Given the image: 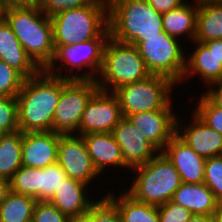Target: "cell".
<instances>
[{
    "mask_svg": "<svg viewBox=\"0 0 222 222\" xmlns=\"http://www.w3.org/2000/svg\"><path fill=\"white\" fill-rule=\"evenodd\" d=\"M87 186L82 181L67 177L48 202L69 217L84 214L96 202L91 196L89 199Z\"/></svg>",
    "mask_w": 222,
    "mask_h": 222,
    "instance_id": "cell-19",
    "label": "cell"
},
{
    "mask_svg": "<svg viewBox=\"0 0 222 222\" xmlns=\"http://www.w3.org/2000/svg\"><path fill=\"white\" fill-rule=\"evenodd\" d=\"M92 1L93 0H43L39 7L48 17H52L65 10L86 6Z\"/></svg>",
    "mask_w": 222,
    "mask_h": 222,
    "instance_id": "cell-37",
    "label": "cell"
},
{
    "mask_svg": "<svg viewBox=\"0 0 222 222\" xmlns=\"http://www.w3.org/2000/svg\"><path fill=\"white\" fill-rule=\"evenodd\" d=\"M37 200L28 195L10 192L0 205V222H30Z\"/></svg>",
    "mask_w": 222,
    "mask_h": 222,
    "instance_id": "cell-27",
    "label": "cell"
},
{
    "mask_svg": "<svg viewBox=\"0 0 222 222\" xmlns=\"http://www.w3.org/2000/svg\"><path fill=\"white\" fill-rule=\"evenodd\" d=\"M59 139L53 131L23 133L22 166L42 169L56 163Z\"/></svg>",
    "mask_w": 222,
    "mask_h": 222,
    "instance_id": "cell-16",
    "label": "cell"
},
{
    "mask_svg": "<svg viewBox=\"0 0 222 222\" xmlns=\"http://www.w3.org/2000/svg\"><path fill=\"white\" fill-rule=\"evenodd\" d=\"M109 38L110 29L108 26L97 38L90 41L55 46L53 60L45 71L52 76L61 78L96 80L103 65L104 49ZM56 62L62 63L60 68L55 67ZM62 66L64 69L66 67L65 70L69 71L68 74H62L64 73ZM74 69L77 71L74 72ZM82 69L86 71L82 74L77 73L79 70L83 71Z\"/></svg>",
    "mask_w": 222,
    "mask_h": 222,
    "instance_id": "cell-6",
    "label": "cell"
},
{
    "mask_svg": "<svg viewBox=\"0 0 222 222\" xmlns=\"http://www.w3.org/2000/svg\"><path fill=\"white\" fill-rule=\"evenodd\" d=\"M195 4V5H194ZM184 3L178 8L162 14V24L164 31L176 39L187 36L194 41L196 35V22L198 12V0L196 3Z\"/></svg>",
    "mask_w": 222,
    "mask_h": 222,
    "instance_id": "cell-24",
    "label": "cell"
},
{
    "mask_svg": "<svg viewBox=\"0 0 222 222\" xmlns=\"http://www.w3.org/2000/svg\"><path fill=\"white\" fill-rule=\"evenodd\" d=\"M4 19L27 55L41 70H45L55 54L50 17L39 5L18 4L8 6Z\"/></svg>",
    "mask_w": 222,
    "mask_h": 222,
    "instance_id": "cell-2",
    "label": "cell"
},
{
    "mask_svg": "<svg viewBox=\"0 0 222 222\" xmlns=\"http://www.w3.org/2000/svg\"><path fill=\"white\" fill-rule=\"evenodd\" d=\"M65 179L67 174L57 162L45 168H39V201L48 202Z\"/></svg>",
    "mask_w": 222,
    "mask_h": 222,
    "instance_id": "cell-29",
    "label": "cell"
},
{
    "mask_svg": "<svg viewBox=\"0 0 222 222\" xmlns=\"http://www.w3.org/2000/svg\"><path fill=\"white\" fill-rule=\"evenodd\" d=\"M158 13H166L172 9L178 8L188 0H146Z\"/></svg>",
    "mask_w": 222,
    "mask_h": 222,
    "instance_id": "cell-39",
    "label": "cell"
},
{
    "mask_svg": "<svg viewBox=\"0 0 222 222\" xmlns=\"http://www.w3.org/2000/svg\"><path fill=\"white\" fill-rule=\"evenodd\" d=\"M98 89L96 80L63 77V89L54 113L52 131L61 135H79L82 114Z\"/></svg>",
    "mask_w": 222,
    "mask_h": 222,
    "instance_id": "cell-10",
    "label": "cell"
},
{
    "mask_svg": "<svg viewBox=\"0 0 222 222\" xmlns=\"http://www.w3.org/2000/svg\"><path fill=\"white\" fill-rule=\"evenodd\" d=\"M25 78L0 60V96L17 97Z\"/></svg>",
    "mask_w": 222,
    "mask_h": 222,
    "instance_id": "cell-32",
    "label": "cell"
},
{
    "mask_svg": "<svg viewBox=\"0 0 222 222\" xmlns=\"http://www.w3.org/2000/svg\"><path fill=\"white\" fill-rule=\"evenodd\" d=\"M193 112L208 126L222 134V108L213 105L203 94Z\"/></svg>",
    "mask_w": 222,
    "mask_h": 222,
    "instance_id": "cell-31",
    "label": "cell"
},
{
    "mask_svg": "<svg viewBox=\"0 0 222 222\" xmlns=\"http://www.w3.org/2000/svg\"><path fill=\"white\" fill-rule=\"evenodd\" d=\"M63 89V77L41 70L24 80L17 94L18 127L23 133L52 131V122Z\"/></svg>",
    "mask_w": 222,
    "mask_h": 222,
    "instance_id": "cell-1",
    "label": "cell"
},
{
    "mask_svg": "<svg viewBox=\"0 0 222 222\" xmlns=\"http://www.w3.org/2000/svg\"><path fill=\"white\" fill-rule=\"evenodd\" d=\"M9 5L24 4V0H5Z\"/></svg>",
    "mask_w": 222,
    "mask_h": 222,
    "instance_id": "cell-47",
    "label": "cell"
},
{
    "mask_svg": "<svg viewBox=\"0 0 222 222\" xmlns=\"http://www.w3.org/2000/svg\"><path fill=\"white\" fill-rule=\"evenodd\" d=\"M43 0H24V4L40 5Z\"/></svg>",
    "mask_w": 222,
    "mask_h": 222,
    "instance_id": "cell-46",
    "label": "cell"
},
{
    "mask_svg": "<svg viewBox=\"0 0 222 222\" xmlns=\"http://www.w3.org/2000/svg\"><path fill=\"white\" fill-rule=\"evenodd\" d=\"M192 121L182 127V123L177 116L176 134L189 145L198 155L203 158L222 155V134L218 133L205 124L194 112Z\"/></svg>",
    "mask_w": 222,
    "mask_h": 222,
    "instance_id": "cell-14",
    "label": "cell"
},
{
    "mask_svg": "<svg viewBox=\"0 0 222 222\" xmlns=\"http://www.w3.org/2000/svg\"><path fill=\"white\" fill-rule=\"evenodd\" d=\"M54 46L77 44L97 38L108 26V0H93L86 6L50 17Z\"/></svg>",
    "mask_w": 222,
    "mask_h": 222,
    "instance_id": "cell-4",
    "label": "cell"
},
{
    "mask_svg": "<svg viewBox=\"0 0 222 222\" xmlns=\"http://www.w3.org/2000/svg\"><path fill=\"white\" fill-rule=\"evenodd\" d=\"M19 130L16 97L0 96V131L11 133Z\"/></svg>",
    "mask_w": 222,
    "mask_h": 222,
    "instance_id": "cell-33",
    "label": "cell"
},
{
    "mask_svg": "<svg viewBox=\"0 0 222 222\" xmlns=\"http://www.w3.org/2000/svg\"><path fill=\"white\" fill-rule=\"evenodd\" d=\"M123 118L120 102L114 92L98 89L82 114L79 135L111 133Z\"/></svg>",
    "mask_w": 222,
    "mask_h": 222,
    "instance_id": "cell-11",
    "label": "cell"
},
{
    "mask_svg": "<svg viewBox=\"0 0 222 222\" xmlns=\"http://www.w3.org/2000/svg\"><path fill=\"white\" fill-rule=\"evenodd\" d=\"M149 75L134 45L109 38L104 49L103 65L96 79L99 89L115 92L119 87L143 80Z\"/></svg>",
    "mask_w": 222,
    "mask_h": 222,
    "instance_id": "cell-7",
    "label": "cell"
},
{
    "mask_svg": "<svg viewBox=\"0 0 222 222\" xmlns=\"http://www.w3.org/2000/svg\"><path fill=\"white\" fill-rule=\"evenodd\" d=\"M9 4L5 0H0V21L4 20Z\"/></svg>",
    "mask_w": 222,
    "mask_h": 222,
    "instance_id": "cell-45",
    "label": "cell"
},
{
    "mask_svg": "<svg viewBox=\"0 0 222 222\" xmlns=\"http://www.w3.org/2000/svg\"><path fill=\"white\" fill-rule=\"evenodd\" d=\"M188 222H214L213 216L193 214Z\"/></svg>",
    "mask_w": 222,
    "mask_h": 222,
    "instance_id": "cell-43",
    "label": "cell"
},
{
    "mask_svg": "<svg viewBox=\"0 0 222 222\" xmlns=\"http://www.w3.org/2000/svg\"><path fill=\"white\" fill-rule=\"evenodd\" d=\"M88 213L93 222H123L116 206L105 195L96 200Z\"/></svg>",
    "mask_w": 222,
    "mask_h": 222,
    "instance_id": "cell-34",
    "label": "cell"
},
{
    "mask_svg": "<svg viewBox=\"0 0 222 222\" xmlns=\"http://www.w3.org/2000/svg\"><path fill=\"white\" fill-rule=\"evenodd\" d=\"M208 51H212L214 55L222 60V39L220 40H210L202 43Z\"/></svg>",
    "mask_w": 222,
    "mask_h": 222,
    "instance_id": "cell-40",
    "label": "cell"
},
{
    "mask_svg": "<svg viewBox=\"0 0 222 222\" xmlns=\"http://www.w3.org/2000/svg\"><path fill=\"white\" fill-rule=\"evenodd\" d=\"M177 113L153 110L129 115L128 120L160 151L176 134Z\"/></svg>",
    "mask_w": 222,
    "mask_h": 222,
    "instance_id": "cell-15",
    "label": "cell"
},
{
    "mask_svg": "<svg viewBox=\"0 0 222 222\" xmlns=\"http://www.w3.org/2000/svg\"><path fill=\"white\" fill-rule=\"evenodd\" d=\"M203 95L215 106L222 108V80L208 85ZM209 89V90H208Z\"/></svg>",
    "mask_w": 222,
    "mask_h": 222,
    "instance_id": "cell-38",
    "label": "cell"
},
{
    "mask_svg": "<svg viewBox=\"0 0 222 222\" xmlns=\"http://www.w3.org/2000/svg\"><path fill=\"white\" fill-rule=\"evenodd\" d=\"M3 134H4V133L0 131V140H1V137H2Z\"/></svg>",
    "mask_w": 222,
    "mask_h": 222,
    "instance_id": "cell-48",
    "label": "cell"
},
{
    "mask_svg": "<svg viewBox=\"0 0 222 222\" xmlns=\"http://www.w3.org/2000/svg\"><path fill=\"white\" fill-rule=\"evenodd\" d=\"M214 222H222V201L218 202L216 210L213 214Z\"/></svg>",
    "mask_w": 222,
    "mask_h": 222,
    "instance_id": "cell-44",
    "label": "cell"
},
{
    "mask_svg": "<svg viewBox=\"0 0 222 222\" xmlns=\"http://www.w3.org/2000/svg\"><path fill=\"white\" fill-rule=\"evenodd\" d=\"M57 163L67 177L87 185L100 175L92 162L83 137L77 134H60Z\"/></svg>",
    "mask_w": 222,
    "mask_h": 222,
    "instance_id": "cell-12",
    "label": "cell"
},
{
    "mask_svg": "<svg viewBox=\"0 0 222 222\" xmlns=\"http://www.w3.org/2000/svg\"><path fill=\"white\" fill-rule=\"evenodd\" d=\"M131 170L137 173L130 188L124 191L146 204L159 206L167 203L182 183L178 171L162 152Z\"/></svg>",
    "mask_w": 222,
    "mask_h": 222,
    "instance_id": "cell-5",
    "label": "cell"
},
{
    "mask_svg": "<svg viewBox=\"0 0 222 222\" xmlns=\"http://www.w3.org/2000/svg\"><path fill=\"white\" fill-rule=\"evenodd\" d=\"M178 171L185 183H204L205 158L198 155L177 134L161 151Z\"/></svg>",
    "mask_w": 222,
    "mask_h": 222,
    "instance_id": "cell-17",
    "label": "cell"
},
{
    "mask_svg": "<svg viewBox=\"0 0 222 222\" xmlns=\"http://www.w3.org/2000/svg\"><path fill=\"white\" fill-rule=\"evenodd\" d=\"M193 43L197 45L192 54H186V68L182 81L190 79V76L195 74H199L202 84L204 83L207 87L213 82L222 80V60L217 58L212 51H208L202 43L194 41Z\"/></svg>",
    "mask_w": 222,
    "mask_h": 222,
    "instance_id": "cell-21",
    "label": "cell"
},
{
    "mask_svg": "<svg viewBox=\"0 0 222 222\" xmlns=\"http://www.w3.org/2000/svg\"><path fill=\"white\" fill-rule=\"evenodd\" d=\"M11 191L39 201V168L22 166L10 179Z\"/></svg>",
    "mask_w": 222,
    "mask_h": 222,
    "instance_id": "cell-28",
    "label": "cell"
},
{
    "mask_svg": "<svg viewBox=\"0 0 222 222\" xmlns=\"http://www.w3.org/2000/svg\"><path fill=\"white\" fill-rule=\"evenodd\" d=\"M143 58L152 75H160L178 85L186 68V48L181 40L171 37L165 31L160 36L144 37V41L133 44Z\"/></svg>",
    "mask_w": 222,
    "mask_h": 222,
    "instance_id": "cell-8",
    "label": "cell"
},
{
    "mask_svg": "<svg viewBox=\"0 0 222 222\" xmlns=\"http://www.w3.org/2000/svg\"><path fill=\"white\" fill-rule=\"evenodd\" d=\"M108 22L111 38L132 45L164 32L162 14L146 0H108Z\"/></svg>",
    "mask_w": 222,
    "mask_h": 222,
    "instance_id": "cell-3",
    "label": "cell"
},
{
    "mask_svg": "<svg viewBox=\"0 0 222 222\" xmlns=\"http://www.w3.org/2000/svg\"><path fill=\"white\" fill-rule=\"evenodd\" d=\"M119 195L108 191L105 196L116 206L123 222H160L157 206L139 202L124 190Z\"/></svg>",
    "mask_w": 222,
    "mask_h": 222,
    "instance_id": "cell-25",
    "label": "cell"
},
{
    "mask_svg": "<svg viewBox=\"0 0 222 222\" xmlns=\"http://www.w3.org/2000/svg\"><path fill=\"white\" fill-rule=\"evenodd\" d=\"M11 192L10 180L0 178V205L5 201Z\"/></svg>",
    "mask_w": 222,
    "mask_h": 222,
    "instance_id": "cell-41",
    "label": "cell"
},
{
    "mask_svg": "<svg viewBox=\"0 0 222 222\" xmlns=\"http://www.w3.org/2000/svg\"><path fill=\"white\" fill-rule=\"evenodd\" d=\"M157 208L160 222H188L193 215L191 211L171 200Z\"/></svg>",
    "mask_w": 222,
    "mask_h": 222,
    "instance_id": "cell-36",
    "label": "cell"
},
{
    "mask_svg": "<svg viewBox=\"0 0 222 222\" xmlns=\"http://www.w3.org/2000/svg\"><path fill=\"white\" fill-rule=\"evenodd\" d=\"M172 202L185 207L193 214L213 216L218 201L204 183L182 182L174 192Z\"/></svg>",
    "mask_w": 222,
    "mask_h": 222,
    "instance_id": "cell-22",
    "label": "cell"
},
{
    "mask_svg": "<svg viewBox=\"0 0 222 222\" xmlns=\"http://www.w3.org/2000/svg\"><path fill=\"white\" fill-rule=\"evenodd\" d=\"M204 184L222 201V155L205 159Z\"/></svg>",
    "mask_w": 222,
    "mask_h": 222,
    "instance_id": "cell-30",
    "label": "cell"
},
{
    "mask_svg": "<svg viewBox=\"0 0 222 222\" xmlns=\"http://www.w3.org/2000/svg\"><path fill=\"white\" fill-rule=\"evenodd\" d=\"M23 132L4 133L0 140V178L10 180L22 167Z\"/></svg>",
    "mask_w": 222,
    "mask_h": 222,
    "instance_id": "cell-26",
    "label": "cell"
},
{
    "mask_svg": "<svg viewBox=\"0 0 222 222\" xmlns=\"http://www.w3.org/2000/svg\"><path fill=\"white\" fill-rule=\"evenodd\" d=\"M68 222H93V218L88 212H86L81 215L70 216Z\"/></svg>",
    "mask_w": 222,
    "mask_h": 222,
    "instance_id": "cell-42",
    "label": "cell"
},
{
    "mask_svg": "<svg viewBox=\"0 0 222 222\" xmlns=\"http://www.w3.org/2000/svg\"><path fill=\"white\" fill-rule=\"evenodd\" d=\"M175 85L166 77L151 74L143 80L119 87L114 93L123 117L127 118L146 111L173 110L171 92Z\"/></svg>",
    "mask_w": 222,
    "mask_h": 222,
    "instance_id": "cell-9",
    "label": "cell"
},
{
    "mask_svg": "<svg viewBox=\"0 0 222 222\" xmlns=\"http://www.w3.org/2000/svg\"><path fill=\"white\" fill-rule=\"evenodd\" d=\"M222 39V0H198L194 42Z\"/></svg>",
    "mask_w": 222,
    "mask_h": 222,
    "instance_id": "cell-23",
    "label": "cell"
},
{
    "mask_svg": "<svg viewBox=\"0 0 222 222\" xmlns=\"http://www.w3.org/2000/svg\"><path fill=\"white\" fill-rule=\"evenodd\" d=\"M0 60L17 70L25 79L41 71L27 55L5 19L0 21Z\"/></svg>",
    "mask_w": 222,
    "mask_h": 222,
    "instance_id": "cell-18",
    "label": "cell"
},
{
    "mask_svg": "<svg viewBox=\"0 0 222 222\" xmlns=\"http://www.w3.org/2000/svg\"><path fill=\"white\" fill-rule=\"evenodd\" d=\"M111 133L121 148L124 165L129 170L148 163L161 152L126 117L119 121Z\"/></svg>",
    "mask_w": 222,
    "mask_h": 222,
    "instance_id": "cell-13",
    "label": "cell"
},
{
    "mask_svg": "<svg viewBox=\"0 0 222 222\" xmlns=\"http://www.w3.org/2000/svg\"><path fill=\"white\" fill-rule=\"evenodd\" d=\"M81 136L100 175H103V171L107 167L126 168L121 148L112 136V133H89Z\"/></svg>",
    "mask_w": 222,
    "mask_h": 222,
    "instance_id": "cell-20",
    "label": "cell"
},
{
    "mask_svg": "<svg viewBox=\"0 0 222 222\" xmlns=\"http://www.w3.org/2000/svg\"><path fill=\"white\" fill-rule=\"evenodd\" d=\"M69 216L63 214L53 204L37 201L33 211V222H68Z\"/></svg>",
    "mask_w": 222,
    "mask_h": 222,
    "instance_id": "cell-35",
    "label": "cell"
}]
</instances>
